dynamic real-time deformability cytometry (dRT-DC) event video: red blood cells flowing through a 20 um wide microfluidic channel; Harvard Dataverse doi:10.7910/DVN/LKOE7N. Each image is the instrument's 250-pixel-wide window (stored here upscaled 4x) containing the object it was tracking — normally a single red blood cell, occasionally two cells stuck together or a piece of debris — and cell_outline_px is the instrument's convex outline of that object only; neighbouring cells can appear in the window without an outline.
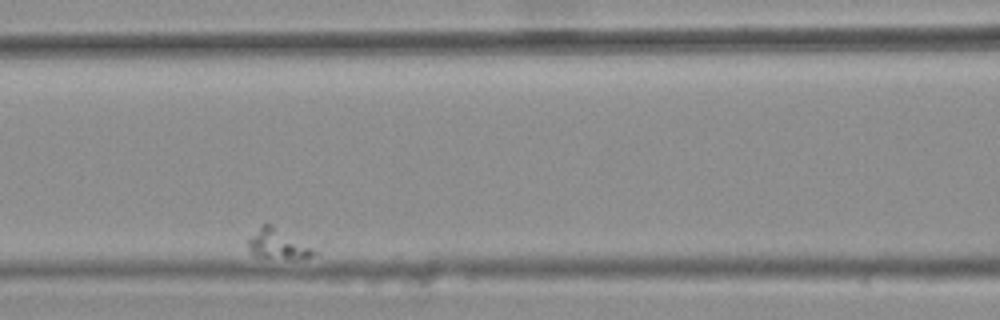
{"species": "common noctule bat (a hibernating species)", "species_latin": "Nyctalus noctula", "temperature_condition": "warm", "stored_images_in_passage": 7, "camera_frame_rate_fps": 3000, "um_per_image_px": 0.085, "animal": {"sex": "female", "body_mass_g": 25.1}, "frame": {"image": 1, "passage_image": 4, "time_ms": 1.0, "image_size_px": [1000, 320], "cell_outline_px": [[324, 244], [320, 252], [312, 256], [256, 256], [248, 248], [248, 240], [260, 224], [272, 224]], "centroid_in_image_um": [23.92, 20.64], "position_along_channel_um": 142.7, "area_um2": 12.54}}